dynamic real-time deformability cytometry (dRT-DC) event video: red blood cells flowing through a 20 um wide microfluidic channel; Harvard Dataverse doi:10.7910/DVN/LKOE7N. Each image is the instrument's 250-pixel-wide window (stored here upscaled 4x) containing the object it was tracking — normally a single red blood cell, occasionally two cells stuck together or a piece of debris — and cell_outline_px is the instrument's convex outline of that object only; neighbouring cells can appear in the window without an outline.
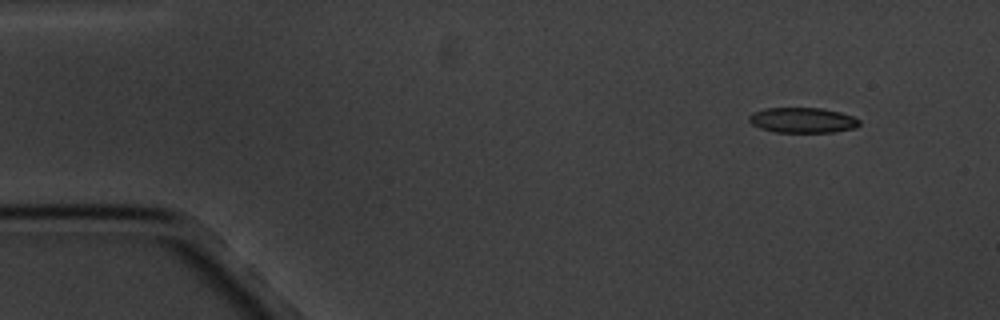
{"species": "common noctule bat (a hibernating species)", "species_latin": "Nyctalus noctula", "temperature_condition": "cold", "stored_images_in_passage": 4, "camera_frame_rate_fps": 3000, "um_per_image_px": 0.085, "animal": {"sex": "male", "body_mass_g": 20.1, "forearm_length_mm": 53.5}, "frame": {"image": 1, "passage_image": 1, "time_ms": 0.0, "image_size_px": [1000, 320], "cell_outline_px": [[860, 124], [856, 128], [832, 132], [776, 132], [760, 128], [752, 124], [748, 120], [748, 116], [752, 112], [764, 108], [820, 108], [840, 112], [852, 116], [860, 120]], "centroid_in_image_um": [68.2, 10.21], "position_along_channel_um": 16.8, "area_um2": 16.3}}
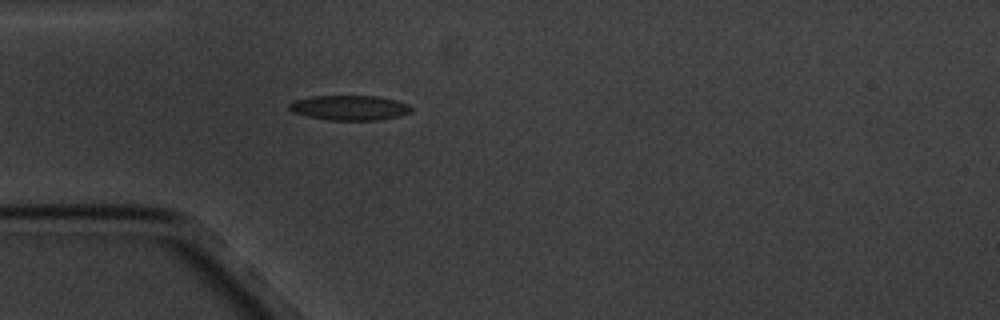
{"frame": {"image": 2, "passage_image": 4, "time_ms": 3.667, "image_size_px": [1000, 320], "cell_outline_px": [[412, 112], [400, 116], [380, 120], [328, 120], [308, 116], [292, 112], [288, 108], [288, 104], [296, 100], [312, 96], [376, 96], [396, 100], [408, 104], [412, 108]], "centroid_in_image_um": [29.73, 9.16], "position_along_channel_um": 55.3, "area_um2": 17.74}}